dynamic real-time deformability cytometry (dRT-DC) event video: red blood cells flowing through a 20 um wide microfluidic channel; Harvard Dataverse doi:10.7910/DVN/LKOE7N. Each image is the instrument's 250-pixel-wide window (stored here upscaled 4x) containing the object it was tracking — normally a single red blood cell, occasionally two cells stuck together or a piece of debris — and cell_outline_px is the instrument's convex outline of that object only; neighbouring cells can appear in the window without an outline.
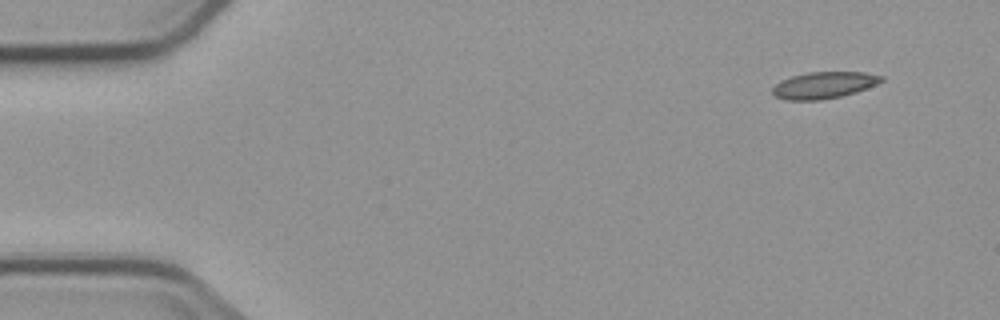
{"species": "common noctule bat (a hibernating species)", "species_latin": "Nyctalus noctula", "temperature_condition": "cold", "stored_images_in_passage": 6, "camera_frame_rate_fps": 3000, "um_per_image_px": 0.085, "animal": {"sex": "male", "body_mass_g": 23.1, "forearm_length_mm": 52.7}, "frame": {"image": 1, "passage_image": 1, "time_ms": 0.0, "image_size_px": [1000, 320], "cell_outline_px": [[884, 80], [876, 84], [856, 92], [840, 96], [820, 100], [788, 100], [776, 96], [772, 92], [772, 88], [780, 80], [792, 76], [808, 72], [864, 72], [884, 76]], "centroid_in_image_um": [70.03, 7.23], "position_along_channel_um": 15.0, "area_um2": 16.82}}
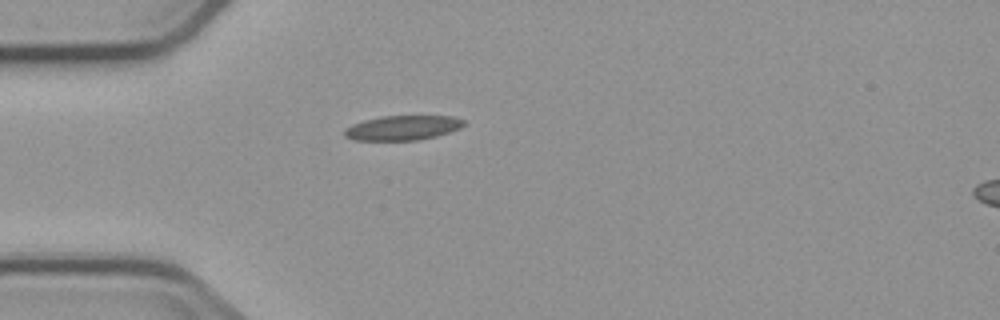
{"frame": {"image": 2, "passage_image": 4, "time_ms": 3.667, "image_size_px": [1000, 320], "cell_outline_px": [[464, 124], [460, 128], [436, 136], [420, 140], [352, 140], [344, 136], [344, 128], [352, 124], [364, 120], [380, 116], [452, 116], [464, 120]], "centroid_in_image_um": [34.18, 10.86], "position_along_channel_um": 50.8, "area_um2": 17.17}}
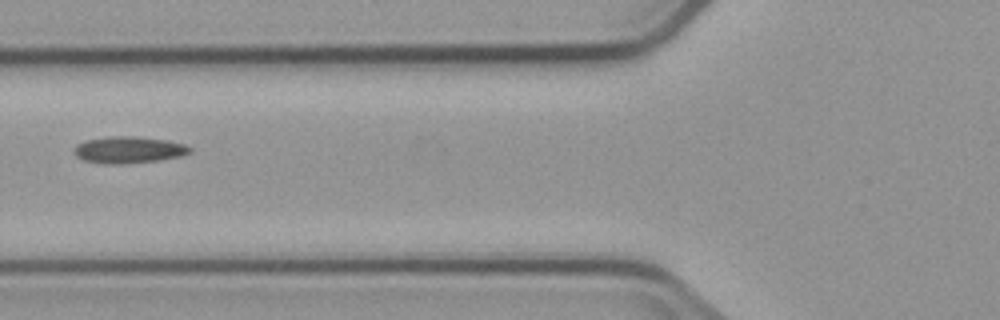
{"frame": {"image": 3, "passage_image": 6, "time_ms": 5.667, "image_size_px": [1000, 320], "cell_outline_px": [[192, 152], [184, 156], [160, 160], [124, 164], [100, 164], [84, 160], [76, 156], [72, 152], [76, 144], [84, 140], [112, 136], [136, 136], [168, 140], [184, 144], [192, 148]], "centroid_in_image_um": [10.94, 12.74], "position_along_channel_um": 114.9, "area_um2": 18.44}}